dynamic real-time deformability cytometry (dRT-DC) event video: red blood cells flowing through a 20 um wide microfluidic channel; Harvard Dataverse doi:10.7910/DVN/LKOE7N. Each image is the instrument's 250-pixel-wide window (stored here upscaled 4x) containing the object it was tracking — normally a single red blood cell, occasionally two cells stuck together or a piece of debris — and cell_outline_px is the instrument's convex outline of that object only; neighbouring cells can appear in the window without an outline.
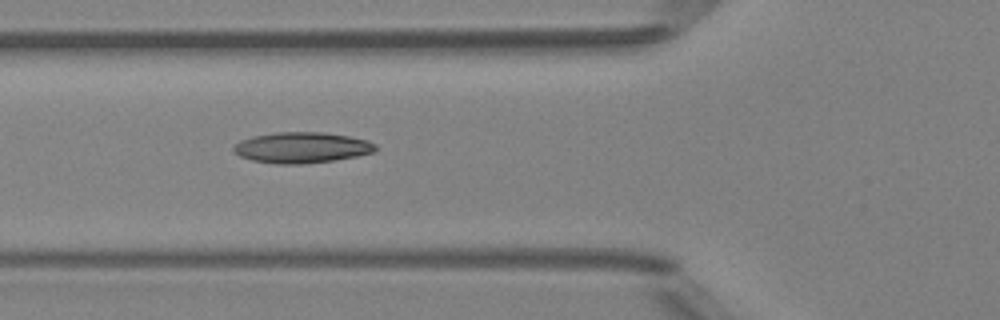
{"species": "Egyptian fruit bat (a non-hibernating species)", "species_latin": "Rousettus aegyptiacus", "temperature_condition": "room temperature", "stored_images_in_passage": 6, "camera_frame_rate_fps": 3000, "um_per_image_px": 0.085, "animal": {"sex": "female"}, "frame": {"image": 1, "passage_image": 6, "time_ms": 5.667, "image_size_px": [1000, 320], "cell_outline_px": [[376, 152], [336, 160], [304, 164], [280, 164], [252, 160], [240, 156], [232, 152], [232, 148], [240, 140], [252, 136], [276, 132], [324, 132], [348, 136], [368, 140], [376, 144]], "centroid_in_image_um": [25.65, 12.54], "position_along_channel_um": 100.1, "area_um2": 25.66}}